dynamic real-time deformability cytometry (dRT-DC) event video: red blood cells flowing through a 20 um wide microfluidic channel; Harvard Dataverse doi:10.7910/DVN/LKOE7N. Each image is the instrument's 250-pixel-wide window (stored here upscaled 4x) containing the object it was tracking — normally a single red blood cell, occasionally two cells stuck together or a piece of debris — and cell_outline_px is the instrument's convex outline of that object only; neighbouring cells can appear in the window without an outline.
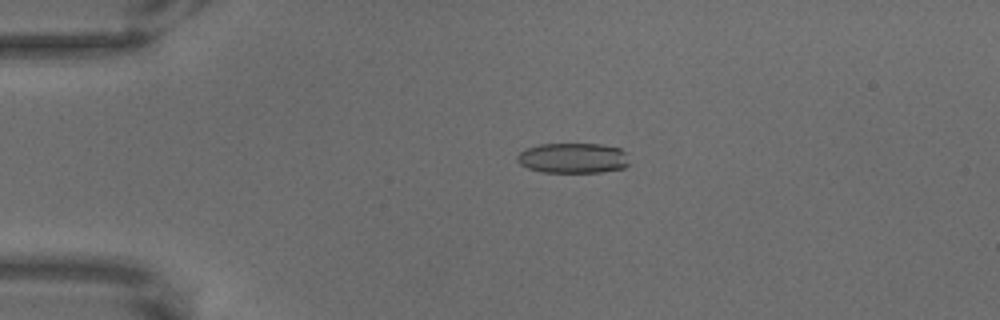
{"species": "common noctule bat (a hibernating species)", "species_latin": "Nyctalus noctula", "temperature_condition": "warm", "stored_images_in_passage": 67, "camera_frame_rate_fps": 3000, "um_per_image_px": 0.085, "animal": {"sex": "male", "body_mass_g": 18.8}, "frame": {"image": 1, "passage_image": 15, "time_ms": 4.667, "image_size_px": [1000, 320], "cell_outline_px": [[628, 164], [624, 168], [600, 172], [544, 172], [528, 168], [520, 164], [516, 160], [516, 156], [520, 152], [528, 148], [540, 144], [600, 144], [620, 148], [624, 152]], "centroid_in_image_um": [48.68, 13.44], "position_along_channel_um": 36.3, "area_um2": 19.59}}
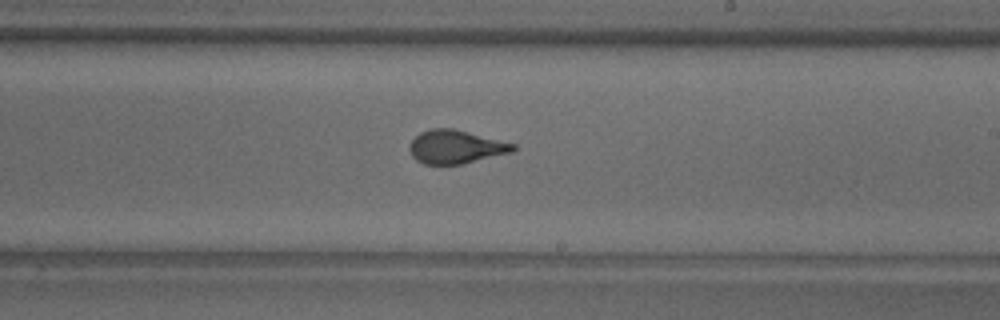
{"frame": {"image": 2, "passage_image": 40, "time_ms": 13.0, "image_size_px": [1000, 320], "cell_outline_px": [[516, 148], [512, 152], [460, 164], [424, 164], [416, 160], [412, 156], [408, 148], [408, 144], [420, 132], [432, 128], [452, 128], [516, 144]], "centroid_in_image_um": [38.7, 12.48], "position_along_channel_um": 250.3, "area_um2": 20.06}}
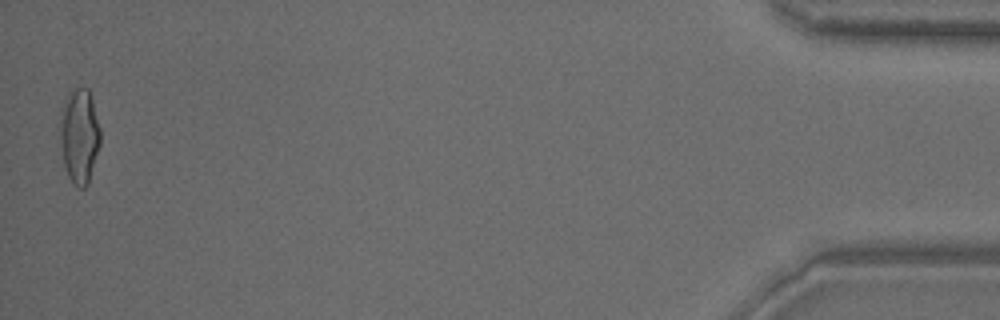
{"frame": {"image": 3, "passage_image": 66, "time_ms": 21.667, "image_size_px": [1000, 320], "cell_outline_px": [[100, 144], [88, 184], [84, 188], [80, 188], [72, 184], [68, 176], [64, 164], [60, 144], [60, 108], [68, 92], [76, 88], [88, 88], [92, 100], [100, 128]], "centroid_in_image_um": [6.73, 11.55], "position_along_channel_um": 428.5, "area_um2": 22.43}}